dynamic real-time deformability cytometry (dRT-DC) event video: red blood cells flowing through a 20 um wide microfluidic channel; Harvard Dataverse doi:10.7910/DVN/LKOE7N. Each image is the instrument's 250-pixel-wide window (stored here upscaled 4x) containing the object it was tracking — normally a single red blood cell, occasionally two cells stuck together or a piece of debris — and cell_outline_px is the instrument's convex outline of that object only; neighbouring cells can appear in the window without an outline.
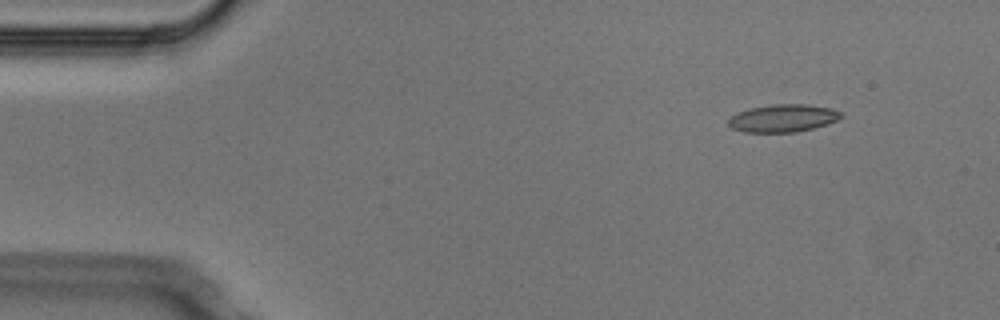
{"species": "Egyptian fruit bat (a non-hibernating species)", "species_latin": "Rousettus aegyptiacus", "temperature_condition": "cold", "stored_images_in_passage": 5, "camera_frame_rate_fps": 3000, "um_per_image_px": 0.085, "animal": {"sex": "male"}, "frame": {"image": 1, "passage_image": 1, "time_ms": 0.0, "image_size_px": [1000, 320], "cell_outline_px": [[844, 116], [828, 124], [796, 132], [744, 132], [732, 128], [728, 124], [728, 120], [736, 112], [748, 108], [772, 104], [804, 104], [832, 108], [840, 112]], "centroid_in_image_um": [66.54, 10.04], "position_along_channel_um": 18.5, "area_um2": 18.21}}
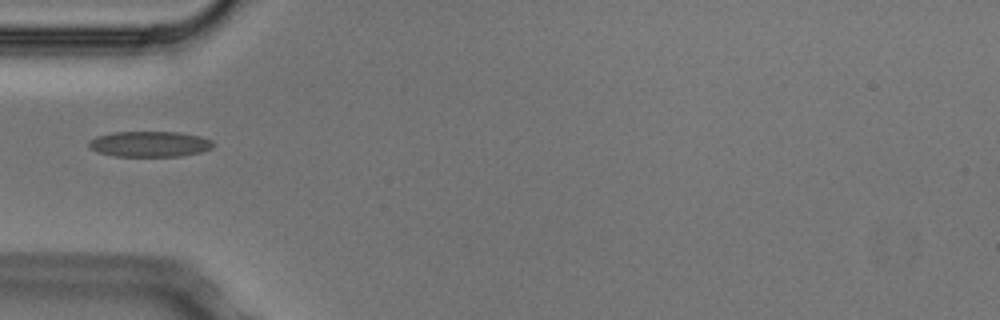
{"frame": {"image": 2, "passage_image": 4, "time_ms": 1.0, "image_size_px": [1000, 320], "cell_outline_px": [[216, 144], [212, 148], [200, 152], [180, 156], [112, 156], [96, 152], [88, 144], [88, 140], [96, 136], [112, 132], [180, 132], [200, 136], [212, 140]], "centroid_in_image_um": [12.72, 12.24], "position_along_channel_um": 72.3, "area_um2": 18.73}}
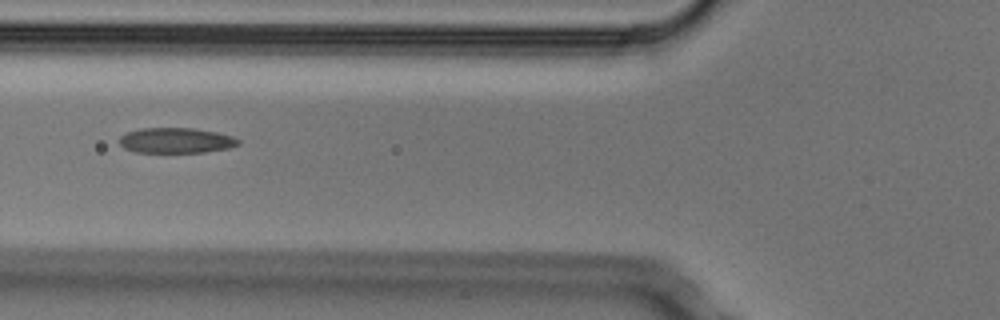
{"frame": {"image": 3, "passage_image": 5, "time_ms": 1.333, "image_size_px": [1000, 320], "cell_outline_px": [[240, 144], [228, 148], [204, 152], [136, 152], [124, 148], [120, 144], [120, 136], [124, 132], [140, 128], [192, 128], [216, 132], [232, 136], [240, 140]], "centroid_in_image_um": [14.94, 11.93], "position_along_channel_um": 110.9, "area_um2": 17.57}}